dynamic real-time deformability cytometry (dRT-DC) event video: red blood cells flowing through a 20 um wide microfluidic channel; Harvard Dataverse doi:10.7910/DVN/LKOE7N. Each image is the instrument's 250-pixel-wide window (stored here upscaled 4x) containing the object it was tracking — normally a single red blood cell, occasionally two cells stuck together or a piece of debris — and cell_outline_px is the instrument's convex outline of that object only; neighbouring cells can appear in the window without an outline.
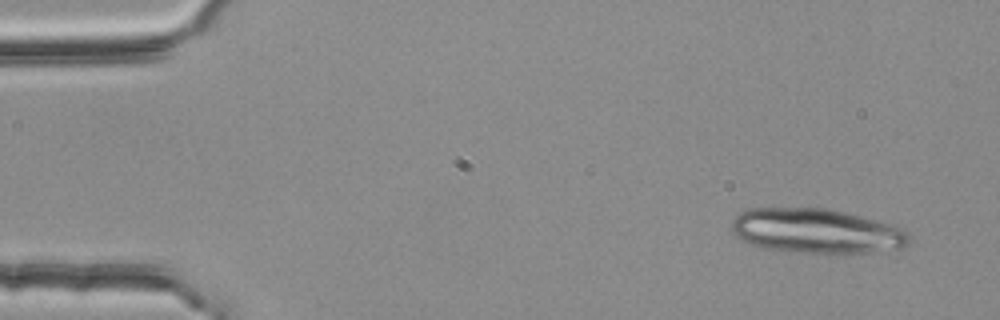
{"species": "common noctule bat (a hibernating species)", "species_latin": "Nyctalus noctula", "temperature_condition": "room temperature", "stored_images_in_passage": 3, "camera_frame_rate_fps": 3000, "um_per_image_px": 0.085, "animal": {"sex": "female", "body_mass_g": 25.1}, "frame": {"image": 1, "passage_image": 1, "time_ms": 0.0, "image_size_px": [1000, 320], "cell_outline_px": [[908, 244], [904, 248], [872, 252], [788, 252], [764, 248], [752, 244], [736, 236], [732, 232], [732, 220], [740, 212], [748, 208], [828, 208], [892, 224], [900, 228], [908, 236]], "centroid_in_image_um": [69.36, 19.63], "position_along_channel_um": 15.6, "area_um2": 45.84}}